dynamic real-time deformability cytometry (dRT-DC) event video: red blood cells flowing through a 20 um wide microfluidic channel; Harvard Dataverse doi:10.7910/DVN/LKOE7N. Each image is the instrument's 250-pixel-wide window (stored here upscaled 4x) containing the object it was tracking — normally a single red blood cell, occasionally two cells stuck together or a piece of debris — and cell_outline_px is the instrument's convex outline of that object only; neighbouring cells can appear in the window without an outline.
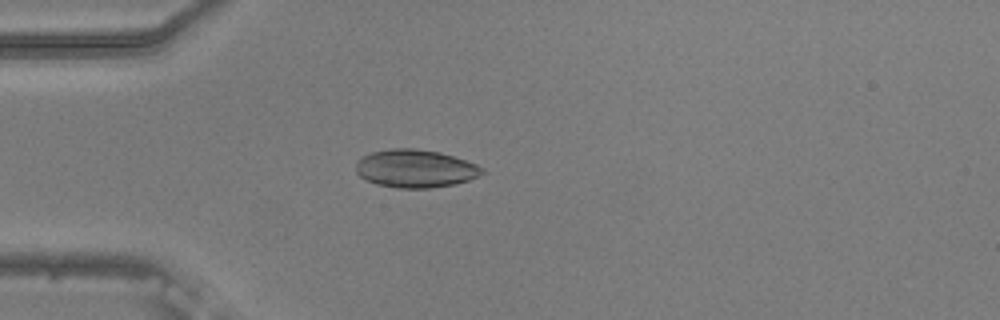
{"species": "common noctule bat (a hibernating species)", "species_latin": "Nyctalus noctula", "temperature_condition": "warm", "stored_images_in_passage": 50, "camera_frame_rate_fps": 3000, "um_per_image_px": 0.085, "animal": {"sex": "male", "body_mass_g": 20.5, "forearm_length_mm": 52.5}, "frame": {"image": 1, "passage_image": 11, "time_ms": 3.333, "image_size_px": [1000, 320], "cell_outline_px": [[488, 172], [468, 180], [456, 184], [428, 188], [396, 188], [376, 184], [360, 176], [356, 172], [356, 160], [360, 156], [372, 152], [392, 148], [416, 148], [440, 152], [476, 164], [484, 168]], "centroid_in_image_um": [35.3, 14.32], "position_along_channel_um": 49.7, "area_um2": 28.15}}
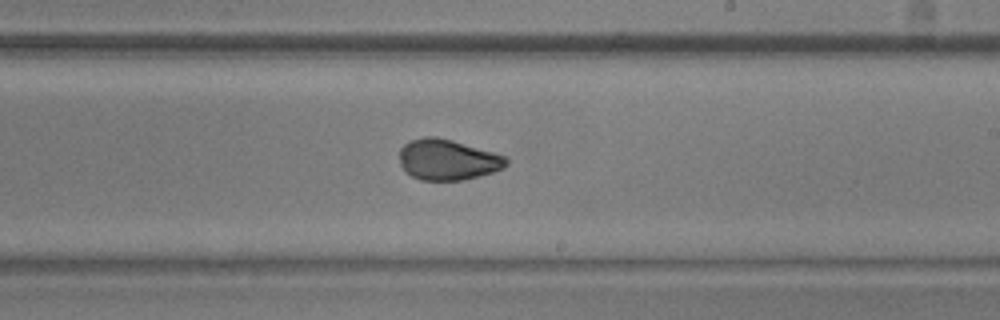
{"frame": {"image": 2, "passage_image": 28, "time_ms": 9.0, "image_size_px": [1000, 320], "cell_outline_px": [[508, 164], [504, 168], [492, 172], [464, 180], [420, 180], [404, 172], [400, 164], [400, 148], [404, 144], [412, 140], [424, 136], [436, 136], [452, 140], [508, 156]], "centroid_in_image_um": [38.05, 13.57], "position_along_channel_um": 250.9, "area_um2": 25.55}}
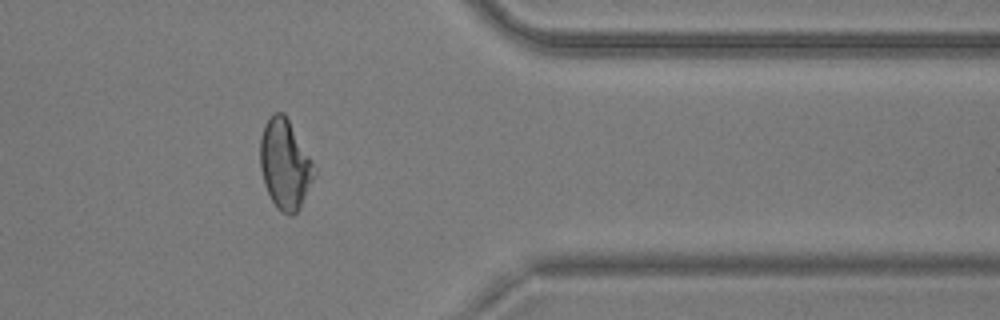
{"frame": {"image": 3, "passage_image": 40, "time_ms": 13.0, "image_size_px": [1000, 320], "cell_outline_px": [[316, 172], [300, 208], [292, 216], [288, 216], [276, 208], [264, 184], [260, 168], [260, 136], [264, 124], [272, 112], [284, 112], [312, 160], [316, 168]], "centroid_in_image_um": [24.21, 13.96], "position_along_channel_um": 387.2, "area_um2": 28.38}, "authors_computed_cell_mechanics": {"area_um2": 26.5302, "velocity_mm_per_s": 3.7664, "shape_relaxation_time_tau1_ms": 2.8284, "shape_relaxation_time_tau2_ms": 1.0523, "deformation_change_tau1": 0.141, "deformation_change_tau2": 0.0401}}